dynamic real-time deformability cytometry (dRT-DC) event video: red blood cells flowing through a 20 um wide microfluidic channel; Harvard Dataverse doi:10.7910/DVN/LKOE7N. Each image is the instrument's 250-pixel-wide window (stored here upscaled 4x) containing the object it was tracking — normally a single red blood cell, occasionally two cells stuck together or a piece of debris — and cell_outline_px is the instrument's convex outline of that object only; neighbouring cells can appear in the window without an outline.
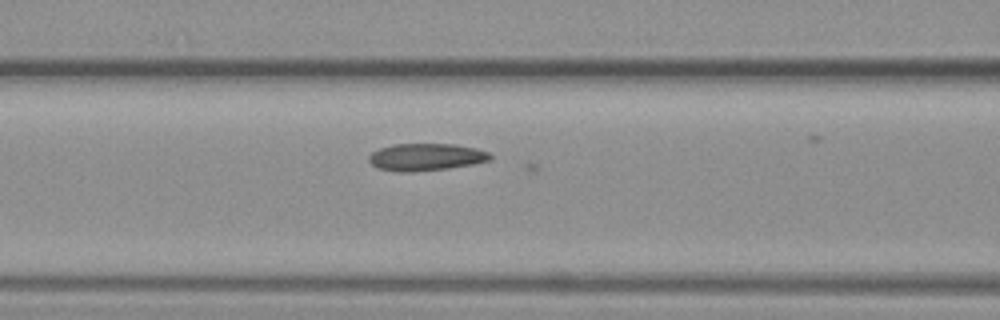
{"species": "common noctule bat (a hibernating species)", "species_latin": "Nyctalus noctula", "temperature_condition": "warm", "stored_images_in_passage": 6, "camera_frame_rate_fps": 3000, "um_per_image_px": 0.085, "animal": {"sex": "female", "body_mass_g": 19.3, "forearm_length_mm": 54.1}, "frame": {"image": 1, "passage_image": 5, "time_ms": 1.333, "image_size_px": [1000, 320], "cell_outline_px": [[492, 160], [472, 164], [448, 168], [412, 172], [400, 172], [380, 168], [372, 164], [368, 160], [368, 156], [372, 152], [380, 148], [392, 144], [456, 144], [476, 148], [488, 152], [492, 156]], "centroid_in_image_um": [36.22, 13.34], "position_along_channel_um": 130.4, "area_um2": 19.25}}